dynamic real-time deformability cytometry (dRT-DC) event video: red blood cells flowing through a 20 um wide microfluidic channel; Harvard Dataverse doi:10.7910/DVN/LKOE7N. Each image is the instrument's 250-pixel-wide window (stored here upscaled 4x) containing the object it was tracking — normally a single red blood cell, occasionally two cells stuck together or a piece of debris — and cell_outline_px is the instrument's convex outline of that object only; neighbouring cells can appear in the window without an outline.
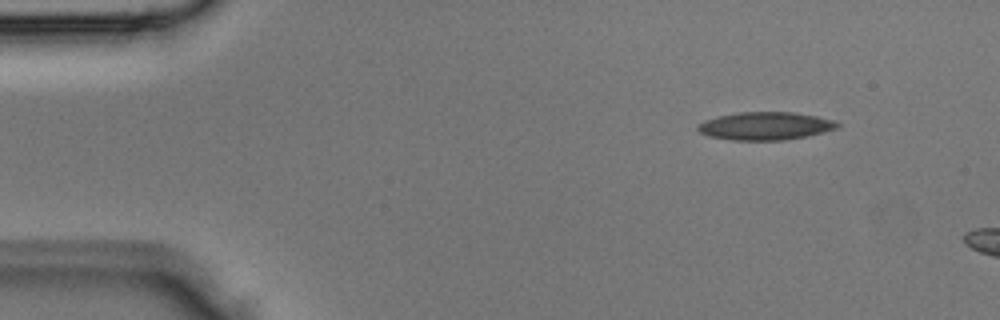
{"species": "Egyptian fruit bat (a non-hibernating species)", "species_latin": "Rousettus aegyptiacus", "temperature_condition": "room temperature", "stored_images_in_passage": 3, "camera_frame_rate_fps": 3000, "um_per_image_px": 0.085, "animal": {"sex": "male"}, "frame": {"image": 1, "passage_image": 1, "time_ms": 0.0, "image_size_px": [1000, 320], "cell_outline_px": [[840, 128], [804, 136], [784, 140], [732, 140], [708, 136], [700, 132], [696, 128], [696, 124], [704, 120], [720, 116], [740, 112], [796, 112], [836, 120], [840, 124]], "centroid_in_image_um": [65.06, 10.7], "position_along_channel_um": 19.9, "area_um2": 22.77}}